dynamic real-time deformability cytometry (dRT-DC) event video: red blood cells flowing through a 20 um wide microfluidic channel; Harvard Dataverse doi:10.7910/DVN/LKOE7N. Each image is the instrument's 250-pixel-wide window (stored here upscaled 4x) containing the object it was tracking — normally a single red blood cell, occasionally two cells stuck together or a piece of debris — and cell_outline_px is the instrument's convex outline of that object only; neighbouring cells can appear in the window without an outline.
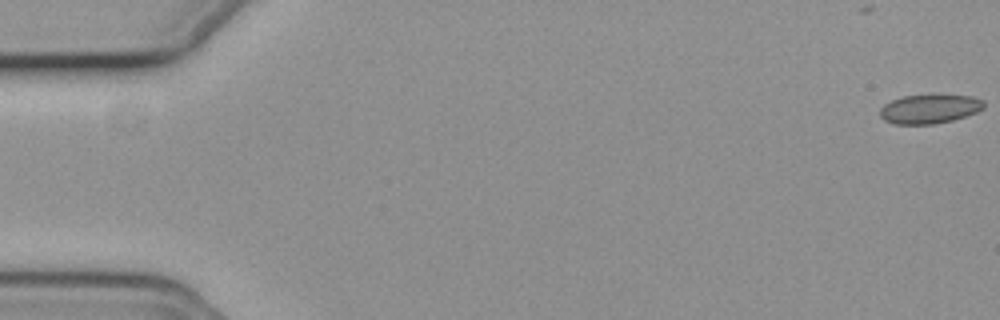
{"species": "common noctule bat (a hibernating species)", "species_latin": "Nyctalus noctula", "temperature_condition": "cold", "stored_images_in_passage": 11, "camera_frame_rate_fps": 3000, "um_per_image_px": 0.085, "animal": {"sex": "female", "body_mass_g": 19.3, "forearm_length_mm": 54.1}, "frame": {"image": 1, "passage_image": 1, "time_ms": 0.0, "image_size_px": [1000, 320], "cell_outline_px": [[984, 108], [976, 112], [952, 120], [932, 124], [896, 124], [884, 120], [880, 116], [880, 108], [884, 104], [892, 100], [904, 96], [972, 96], [984, 100]], "centroid_in_image_um": [78.99, 9.27], "position_along_channel_um": 6.0, "area_um2": 17.22}}